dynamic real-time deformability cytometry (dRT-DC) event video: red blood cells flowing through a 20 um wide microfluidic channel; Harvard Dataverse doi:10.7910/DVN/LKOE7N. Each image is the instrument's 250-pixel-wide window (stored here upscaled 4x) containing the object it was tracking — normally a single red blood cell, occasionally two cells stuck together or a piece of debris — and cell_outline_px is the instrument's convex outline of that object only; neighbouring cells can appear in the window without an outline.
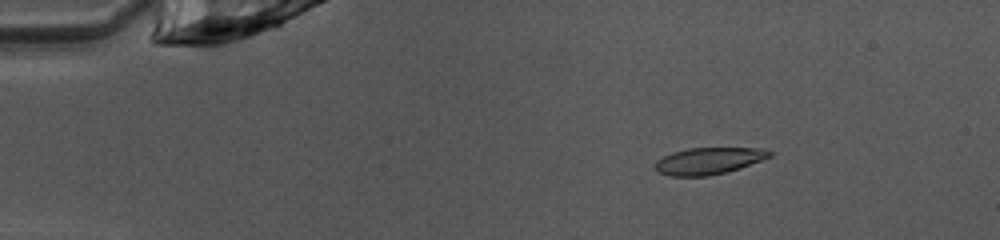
{"species": "common noctule bat (a hibernating species)", "species_latin": "Nyctalus noctula", "temperature_condition": "warm", "stored_images_in_passage": 50, "camera_frame_rate_fps": 3000, "um_per_image_px": 0.085, "animal": {"sex": "female", "body_mass_g": 10.0, "forearm_length_mm": 53.1}, "frame": {"image": 1, "passage_image": 8, "time_ms": 2.333, "image_size_px": [1000, 240], "cell_outline_px": [[772, 156], [740, 168], [728, 172], [708, 176], [668, 176], [656, 172], [652, 168], [656, 160], [672, 152], [688, 148], [764, 148], [772, 152]], "centroid_in_image_um": [60.19, 13.68], "position_along_channel_um": 24.8, "area_um2": 18.15}}
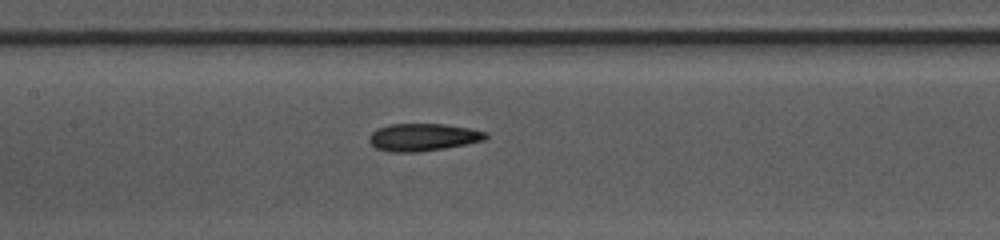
{"frame": {"image": 2, "passage_image": 24, "time_ms": 7.667, "image_size_px": [1000, 240], "cell_outline_px": [[488, 136], [484, 140], [444, 148], [420, 152], [388, 152], [376, 148], [368, 140], [368, 136], [376, 128], [388, 124], [444, 124], [468, 128], [488, 132]], "centroid_in_image_um": [35.91, 11.66], "position_along_channel_um": 171.5, "area_um2": 18.73}}
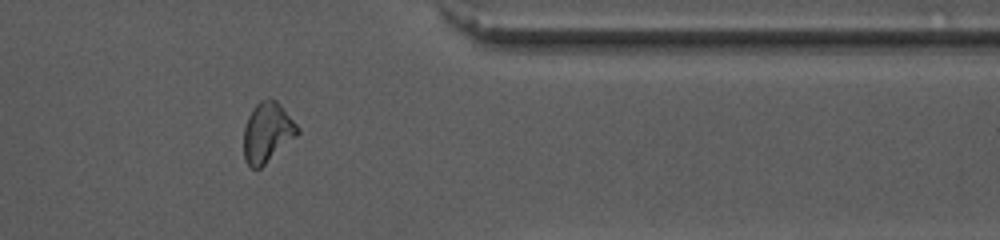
{"frame": {"image": 3, "passage_image": 41, "time_ms": 13.333, "image_size_px": [1000, 240], "cell_outline_px": [[300, 132], [296, 136], [260, 168], [252, 168], [244, 160], [244, 128], [248, 116], [252, 108], [260, 100], [276, 100], [280, 104], [300, 128]], "centroid_in_image_um": [22.71, 11.25], "position_along_channel_um": 388.7, "area_um2": 18.55}, "authors_computed_cell_mechanics": {"area_um2": 18.2648, "velocity_mm_per_s": 4.0352, "shape_relaxation_time_tau1_ms": 6.292, "shape_relaxation_time_tau2_ms": 1.5296, "deformation_change_tau1": 0.1942, "deformation_change_tau2": 0.0844}}